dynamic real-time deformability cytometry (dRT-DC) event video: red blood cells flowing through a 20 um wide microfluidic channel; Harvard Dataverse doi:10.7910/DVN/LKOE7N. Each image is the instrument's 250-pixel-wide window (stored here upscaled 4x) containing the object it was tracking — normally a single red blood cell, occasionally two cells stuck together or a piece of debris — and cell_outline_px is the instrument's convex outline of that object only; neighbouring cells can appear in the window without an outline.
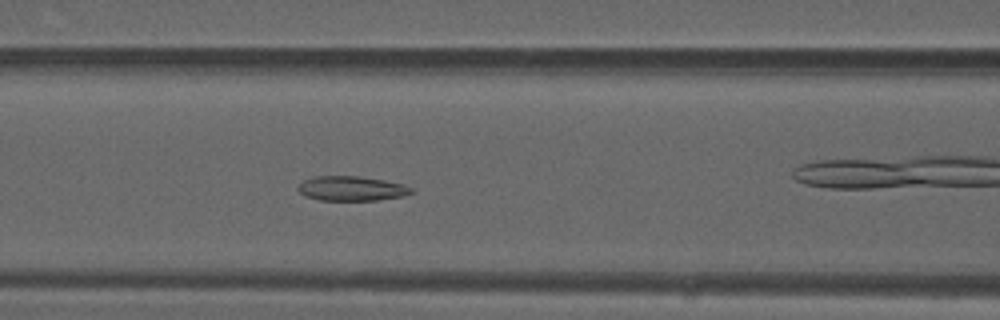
{"species": "common noctule bat (a hibernating species)", "species_latin": "Nyctalus noctula", "temperature_condition": "warm", "stored_images_in_passage": 48, "camera_frame_rate_fps": 3000, "um_per_image_px": 0.085, "animal": {"sex": "male", "forearm_length_mm": 52.5}, "frame": {"image": 1, "passage_image": 18, "time_ms": 5.667, "image_size_px": [1000, 320], "cell_outline_px": [[412, 192], [404, 196], [376, 200], [320, 200], [304, 196], [296, 188], [304, 180], [312, 176], [356, 176], [384, 180], [404, 184], [412, 188]], "centroid_in_image_um": [29.86, 16.02], "position_along_channel_um": 136.7, "area_um2": 16.24}}
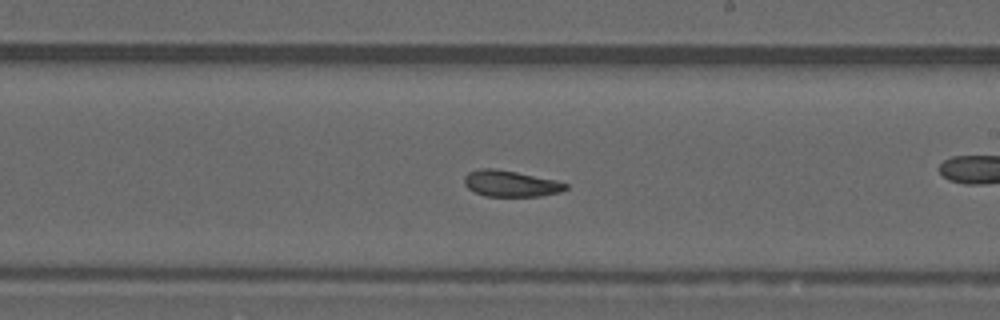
{"frame": {"image": 2, "passage_image": 26, "time_ms": 8.333, "image_size_px": [1000, 320], "cell_outline_px": [[568, 188], [560, 192], [540, 196], [484, 196], [468, 188], [464, 184], [464, 176], [468, 172], [480, 168], [496, 168], [556, 180], [568, 184]], "centroid_in_image_um": [43.39, 15.6], "position_along_channel_um": 245.6, "area_um2": 15.49}}
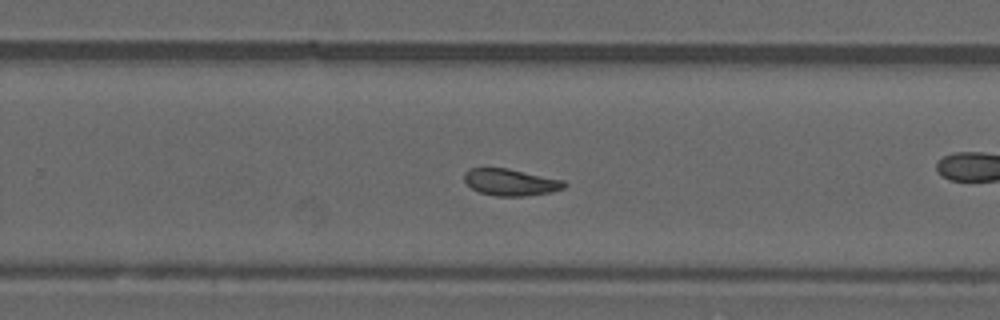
{"frame": {"image": 3, "passage_image": 29, "time_ms": 9.333, "image_size_px": [1000, 320], "cell_outline_px": [[568, 184], [564, 188], [552, 192], [524, 196], [496, 196], [480, 192], [472, 188], [464, 180], [464, 172], [468, 168], [508, 168], [564, 180]], "centroid_in_image_um": [43.42, 15.48], "position_along_channel_um": 286.4, "area_um2": 15.66}, "authors_computed_cell_mechanics": {"area_um2": 16.3863, "velocity_mm_per_s": 4.1088, "shape_relaxation_time_tau1_ms": null, "shape_relaxation_time_tau2_ms": 2.8511, "deformation_change_tau1": null, "deformation_change_tau2": 0.0937}}